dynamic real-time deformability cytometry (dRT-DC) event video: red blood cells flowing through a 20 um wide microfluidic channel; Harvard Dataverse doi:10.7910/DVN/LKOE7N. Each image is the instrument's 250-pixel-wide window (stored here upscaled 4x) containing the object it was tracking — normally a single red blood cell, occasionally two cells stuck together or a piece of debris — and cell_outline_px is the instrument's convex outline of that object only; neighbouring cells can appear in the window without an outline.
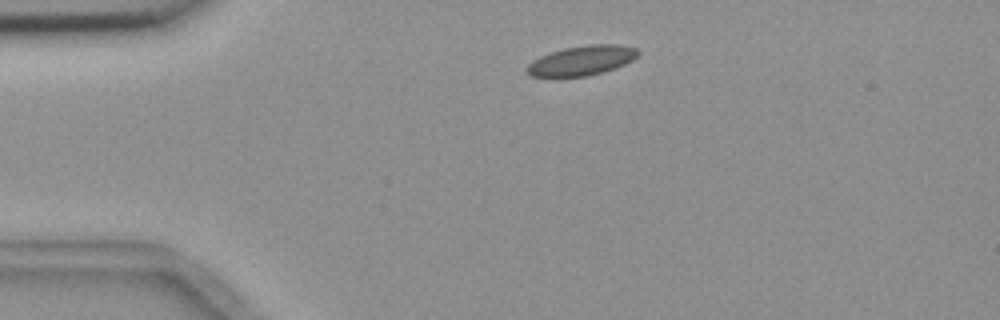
{"species": "common noctule bat (a hibernating species)", "species_latin": "Nyctalus noctula", "temperature_condition": "room temperature", "stored_images_in_passage": 2, "camera_frame_rate_fps": 3000, "um_per_image_px": 0.085, "animal": {"sex": "female", "body_mass_g": 18.4}, "frame": {"image": 1, "passage_image": 2, "time_ms": 1.333, "image_size_px": [1000, 320], "cell_outline_px": [[640, 52], [632, 60], [624, 64], [604, 72], [588, 76], [532, 76], [524, 72], [524, 68], [532, 60], [540, 56], [564, 48], [588, 44], [620, 44], [636, 48]], "centroid_in_image_um": [49.43, 5.14], "position_along_channel_um": 35.6, "area_um2": 19.25}}